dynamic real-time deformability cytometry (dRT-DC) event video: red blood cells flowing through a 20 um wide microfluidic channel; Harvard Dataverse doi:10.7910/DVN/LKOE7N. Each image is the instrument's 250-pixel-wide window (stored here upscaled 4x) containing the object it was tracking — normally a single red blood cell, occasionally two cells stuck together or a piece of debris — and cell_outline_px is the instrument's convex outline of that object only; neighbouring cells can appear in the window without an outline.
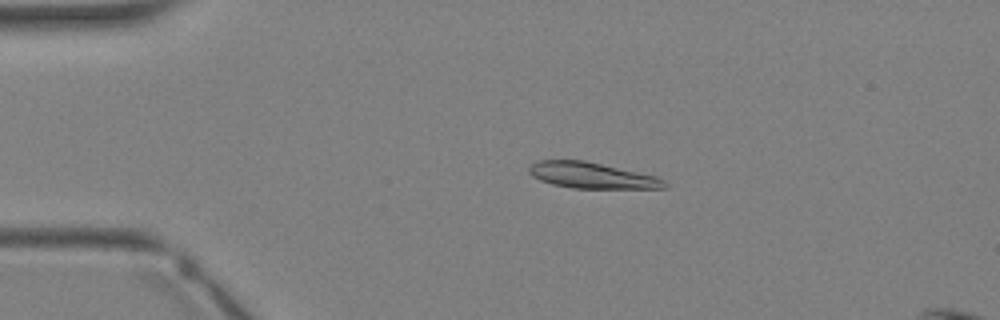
{"species": "Egyptian fruit bat (a non-hibernating species)", "species_latin": "Rousettus aegyptiacus", "temperature_condition": "warm", "stored_images_in_passage": 3, "camera_frame_rate_fps": 3000, "um_per_image_px": 0.085, "animal": {"sex": "female"}, "frame": {"image": 1, "passage_image": 2, "time_ms": 1.0, "image_size_px": [1000, 320], "cell_outline_px": [[668, 188], [572, 188], [552, 184], [540, 180], [532, 176], [528, 172], [528, 168], [536, 160], [584, 160], [656, 176], [664, 180], [668, 184]], "centroid_in_image_um": [50.28, 14.91], "position_along_channel_um": 34.7, "area_um2": 20.46}}